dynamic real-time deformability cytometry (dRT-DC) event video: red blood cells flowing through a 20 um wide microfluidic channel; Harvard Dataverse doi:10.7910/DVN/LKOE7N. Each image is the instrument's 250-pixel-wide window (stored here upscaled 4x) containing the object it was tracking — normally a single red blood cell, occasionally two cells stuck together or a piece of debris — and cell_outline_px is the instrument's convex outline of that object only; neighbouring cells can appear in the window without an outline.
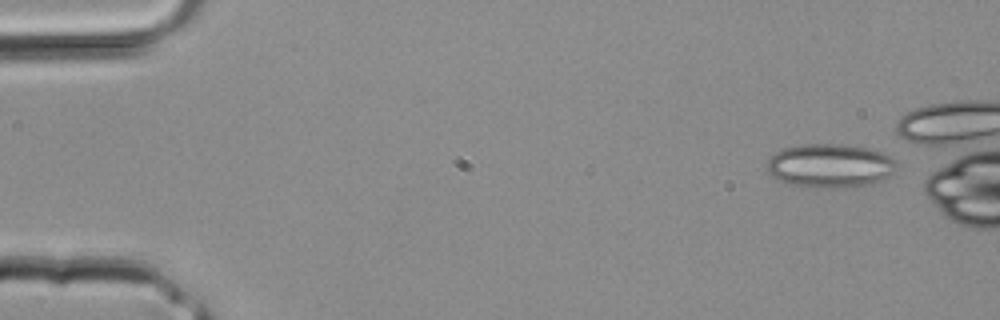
{"species": "common noctule bat (a hibernating species)", "species_latin": "Nyctalus noctula", "temperature_condition": "room temperature", "stored_images_in_passage": 4, "camera_frame_rate_fps": 3000, "um_per_image_px": 0.085, "animal": {"sex": "male", "body_mass_g": 20.4}, "frame": {"image": 1, "passage_image": 1, "time_ms": 0.0, "image_size_px": [1000, 320], "cell_outline_px": [[896, 168], [884, 180], [872, 184], [840, 188], [816, 188], [792, 184], [780, 180], [772, 176], [768, 172], [768, 160], [776, 152], [784, 148], [804, 144], [836, 144], [872, 148], [896, 160]], "centroid_in_image_um": [70.58, 14.09], "position_along_channel_um": 14.4, "area_um2": 33.06}}